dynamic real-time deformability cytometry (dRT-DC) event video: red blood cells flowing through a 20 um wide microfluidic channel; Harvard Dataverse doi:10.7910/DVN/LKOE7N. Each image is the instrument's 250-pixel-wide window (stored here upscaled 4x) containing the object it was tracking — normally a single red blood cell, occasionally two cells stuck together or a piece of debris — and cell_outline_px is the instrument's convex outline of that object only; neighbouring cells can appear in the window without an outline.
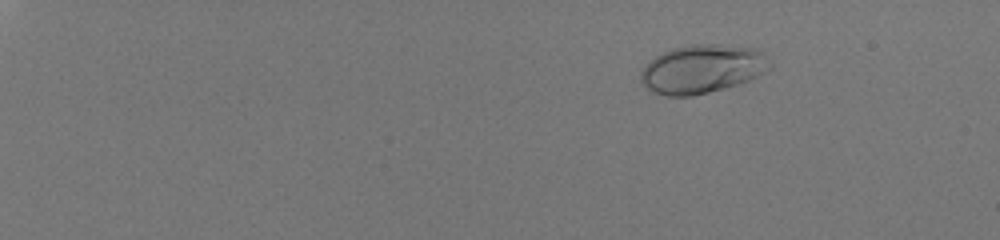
{"species": "human", "species_latin": "Homo sapiens", "temperature_condition": "room temperature", "stored_images_in_passage": 57, "camera_frame_rate_fps": 3000, "um_per_image_px": 0.085, "donor": {"sex": "male"}, "frame": {"image": 1, "passage_image": 11, "time_ms": 3.333, "image_size_px": [1000, 240], "cell_outline_px": [[772, 68], [740, 84], [692, 96], [668, 96], [652, 92], [640, 80], [640, 72], [656, 56], [672, 48], [692, 44], [720, 44], [760, 48], [772, 64]], "centroid_in_image_um": [59.74, 5.85], "position_along_channel_um": 25.3, "area_um2": 36.65}}
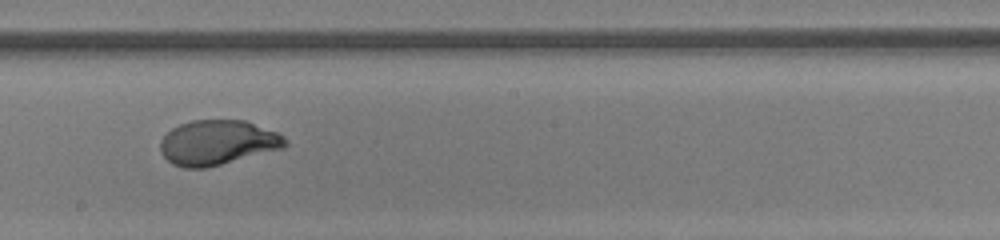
{"frame": {"image": 2, "passage_image": 39, "time_ms": 12.667, "image_size_px": [1000, 240], "cell_outline_px": [[288, 144], [284, 148], [204, 168], [184, 168], [172, 164], [160, 152], [160, 140], [172, 128], [180, 124], [192, 120], [244, 120], [280, 132], [288, 140]], "centroid_in_image_um": [18.52, 12.11], "position_along_channel_um": 229.7, "area_um2": 32.71}}
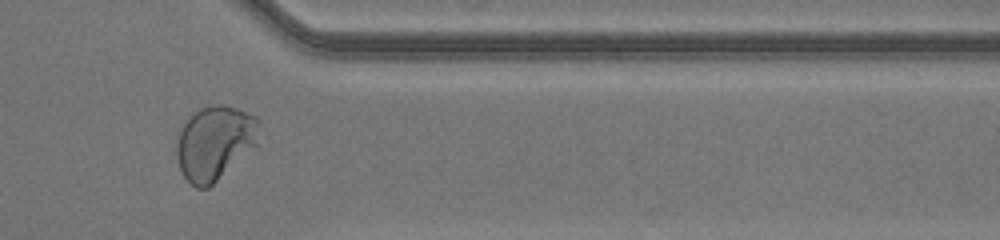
{"frame": {"image": 3, "passage_image": 51, "time_ms": 16.667, "image_size_px": [1000, 240], "cell_outline_px": [[260, 120], [256, 144], [208, 188], [196, 188], [184, 176], [180, 168], [176, 156], [176, 140], [180, 128], [188, 116], [192, 112], [200, 108], [212, 104], [224, 104], [236, 108], [256, 116]], "centroid_in_image_um": [18.21, 12.09], "position_along_channel_um": 393.2, "area_um2": 35.55}, "authors_computed_cell_mechanics": {"area_um2": 32.946, "velocity_mm_per_s": 4.1173, "shape_relaxation_time_tau1_ms": 5.0261, "shape_relaxation_time_tau2_ms": null, "deformation_change_tau1": 0.2397, "deformation_change_tau2": null}}